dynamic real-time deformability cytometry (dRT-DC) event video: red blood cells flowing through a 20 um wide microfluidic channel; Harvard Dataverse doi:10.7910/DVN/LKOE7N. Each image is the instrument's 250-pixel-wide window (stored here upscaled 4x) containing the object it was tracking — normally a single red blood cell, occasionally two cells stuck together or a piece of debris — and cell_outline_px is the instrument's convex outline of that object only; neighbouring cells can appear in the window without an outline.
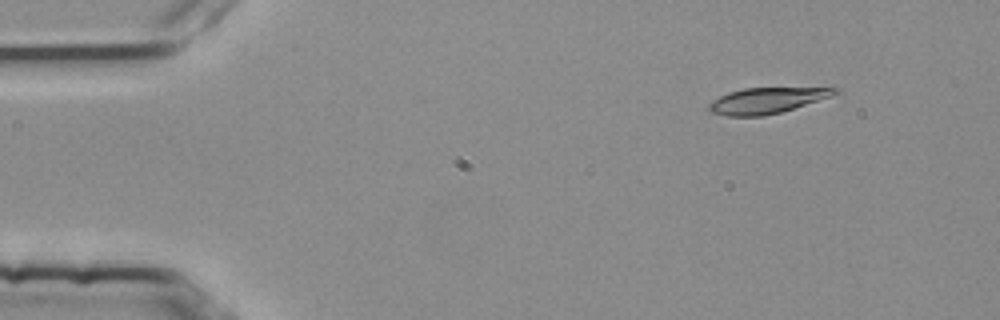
{"species": "common noctule bat (a hibernating species)", "species_latin": "Nyctalus noctula", "temperature_condition": "room temperature", "stored_images_in_passage": 3, "camera_frame_rate_fps": 3000, "um_per_image_px": 0.085, "animal": {"sex": "female", "body_mass_g": 25.1}, "frame": {"image": 1, "passage_image": 1, "time_ms": 0.0, "image_size_px": [1000, 320], "cell_outline_px": [[840, 92], [780, 112], [764, 116], [728, 116], [708, 112], [708, 104], [712, 100], [728, 92], [744, 88], [840, 88]], "centroid_in_image_um": [65.06, 8.55], "position_along_channel_um": 19.9, "area_um2": 18.55}}
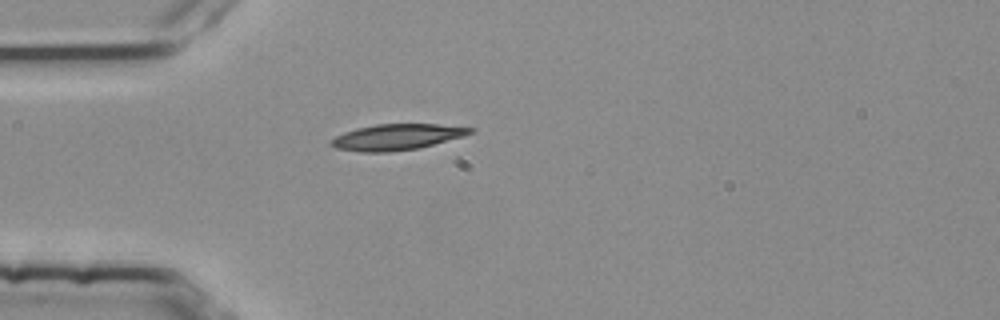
{"frame": {"image": 2, "passage_image": 3, "time_ms": 0.667, "image_size_px": [1000, 320], "cell_outline_px": [[476, 132], [464, 136], [420, 148], [392, 152], [360, 152], [336, 148], [328, 144], [328, 140], [344, 132], [356, 128], [376, 124], [436, 124], [476, 128]], "centroid_in_image_um": [33.73, 11.65], "position_along_channel_um": 51.3, "area_um2": 21.33}}